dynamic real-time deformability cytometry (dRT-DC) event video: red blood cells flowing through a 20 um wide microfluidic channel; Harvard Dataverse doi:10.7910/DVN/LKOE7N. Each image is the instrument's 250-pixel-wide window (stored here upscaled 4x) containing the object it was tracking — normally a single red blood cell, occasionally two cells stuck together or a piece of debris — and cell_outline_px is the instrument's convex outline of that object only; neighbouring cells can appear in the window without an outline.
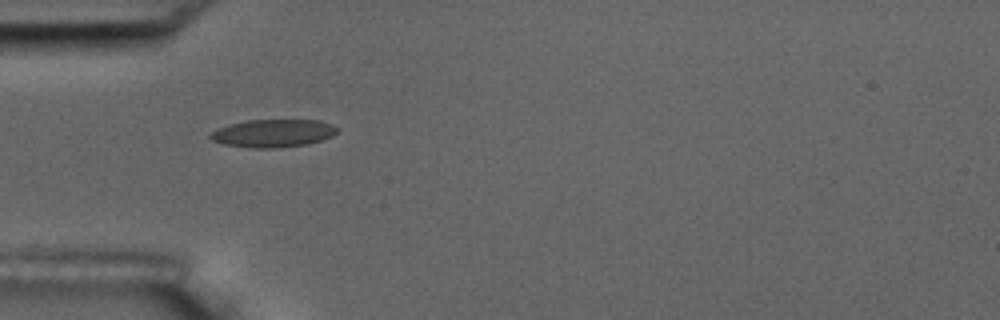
{"species": "common noctule bat (a hibernating species)", "species_latin": "Nyctalus noctula", "temperature_condition": "room temperature", "stored_images_in_passage": 4, "camera_frame_rate_fps": 3000, "um_per_image_px": 0.085, "animal": {"sex": "male", "body_mass_g": 17.5, "forearm_length_mm": 52.3}, "frame": {"image": 1, "passage_image": 1, "time_ms": 0.0, "image_size_px": [1000, 320], "cell_outline_px": [[340, 128], [332, 136], [308, 144], [280, 148], [252, 148], [224, 144], [212, 140], [208, 136], [216, 128], [248, 120], [320, 120], [332, 124]], "centroid_in_image_um": [23.23, 11.33], "position_along_channel_um": 61.8, "area_um2": 20.63}}
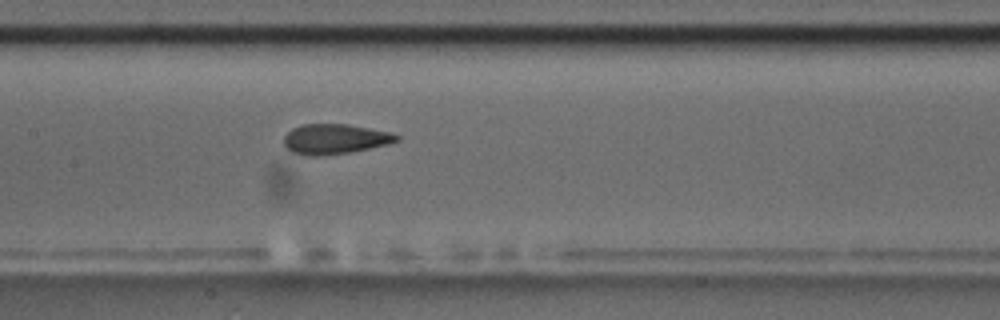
{"frame": {"image": 2, "passage_image": 4, "time_ms": 3.333, "image_size_px": [1000, 320], "cell_outline_px": [[400, 140], [388, 144], [348, 152], [320, 156], [304, 156], [292, 152], [284, 144], [284, 136], [292, 128], [304, 124], [348, 124], [392, 132], [400, 136]], "centroid_in_image_um": [28.47, 11.81], "position_along_channel_um": 178.9, "area_um2": 19.77}}